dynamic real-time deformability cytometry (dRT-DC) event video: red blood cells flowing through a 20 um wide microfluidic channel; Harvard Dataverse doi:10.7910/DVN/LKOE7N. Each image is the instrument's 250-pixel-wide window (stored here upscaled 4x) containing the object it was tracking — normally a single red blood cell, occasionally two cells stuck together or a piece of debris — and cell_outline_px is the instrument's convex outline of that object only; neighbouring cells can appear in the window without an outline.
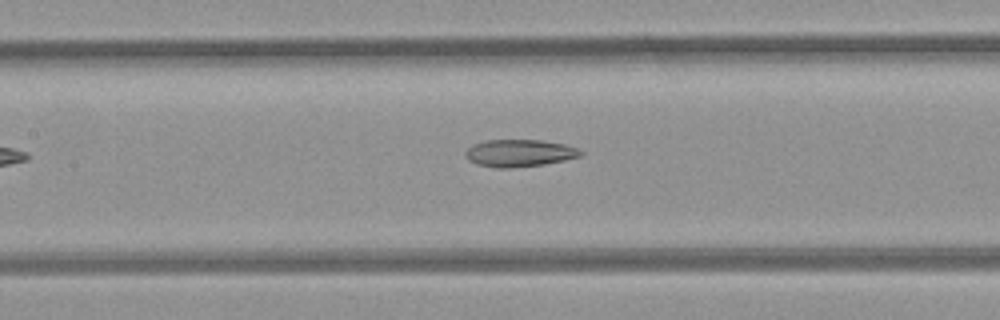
{"species": "common noctule bat (a hibernating species)", "species_latin": "Nyctalus noctula", "temperature_condition": "room temperature", "stored_images_in_passage": 7, "segment_of_instrument_passage": [2, 2], "camera_frame_rate_fps": 3000, "um_per_image_px": 0.085, "animal": {"sex": "female", "body_mass_g": 21.9}, "frame": {"image": 1, "passage_image": 7, "time_ms": 2.0, "image_size_px": [1000, 320], "cell_outline_px": [[584, 152], [580, 156], [564, 160], [544, 164], [512, 168], [496, 168], [476, 164], [468, 160], [464, 156], [464, 152], [472, 144], [484, 140], [540, 140], [564, 144], [576, 148]], "centroid_in_image_um": [44.09, 13.01], "position_along_channel_um": 163.3, "area_um2": 18.38}}